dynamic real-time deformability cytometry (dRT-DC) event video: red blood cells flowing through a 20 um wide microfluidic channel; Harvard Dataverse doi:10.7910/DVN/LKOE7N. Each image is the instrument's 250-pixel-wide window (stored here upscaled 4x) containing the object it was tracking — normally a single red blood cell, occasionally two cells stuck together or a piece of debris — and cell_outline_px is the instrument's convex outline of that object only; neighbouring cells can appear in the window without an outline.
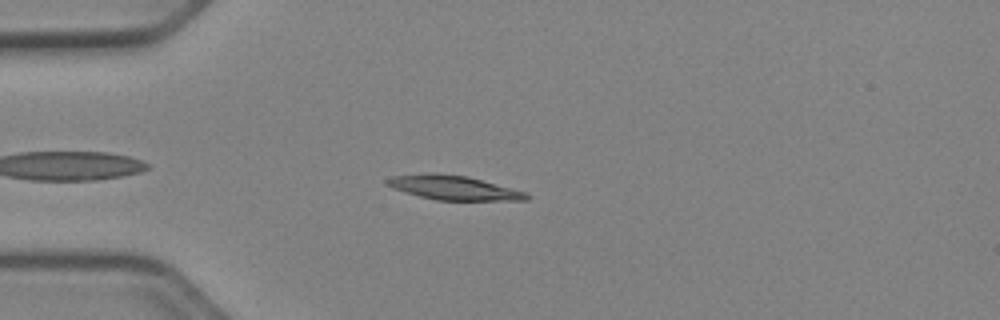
{"species": "Egyptian fruit bat (a non-hibernating species)", "species_latin": "Rousettus aegyptiacus", "temperature_condition": "cold", "stored_images_in_passage": 43, "camera_frame_rate_fps": 3000, "um_per_image_px": 0.085, "animal": {"sex": "female"}, "frame": {"image": 1, "passage_image": 5, "time_ms": 1.333, "image_size_px": [1000, 320], "cell_outline_px": [[532, 196], [528, 200], [436, 200], [404, 192], [392, 188], [384, 184], [384, 180], [392, 176], [428, 172], [436, 172], [468, 176], [528, 192]], "centroid_in_image_um": [38.55, 15.94], "position_along_channel_um": 46.5, "area_um2": 20.11}}
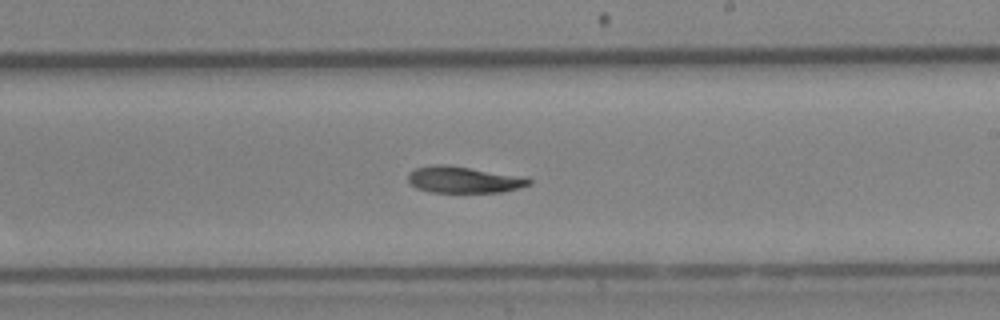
{"frame": {"image": 2, "passage_image": 22, "time_ms": 7.0, "image_size_px": [1000, 320], "cell_outline_px": [[532, 184], [500, 192], [432, 192], [416, 188], [408, 180], [408, 172], [416, 168], [432, 164], [448, 164], [516, 176], [532, 180]], "centroid_in_image_um": [39.33, 15.27], "position_along_channel_um": 249.7, "area_um2": 18.32}}
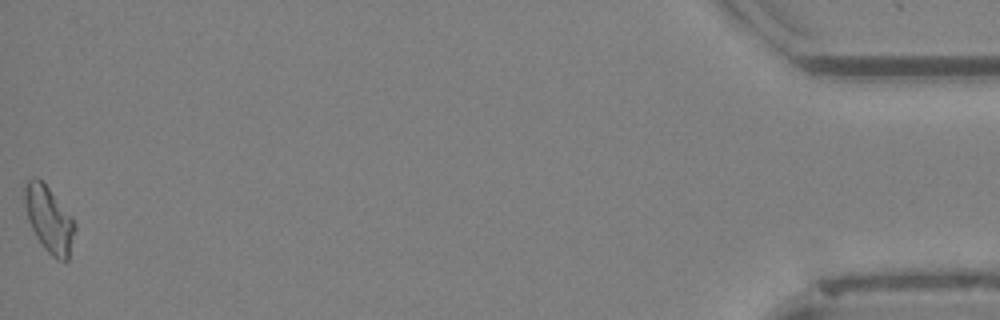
{"frame": {"image": 3, "passage_image": 43, "time_ms": 14.0, "image_size_px": [1000, 320], "cell_outline_px": [[76, 228], [68, 260], [56, 260], [44, 248], [36, 236], [28, 220], [24, 200], [24, 188], [28, 180], [32, 176], [36, 176], [48, 188], [72, 216], [76, 224]], "centroid_in_image_um": [4.18, 18.65], "position_along_channel_um": 431.0, "area_um2": 19.19}, "authors_computed_cell_mechanics": {"area_um2": 19.0162, "velocity_mm_per_s": 3.9427, "shape_relaxation_time_tau1_ms": 6.3154, "shape_relaxation_time_tau2_ms": null, "deformation_change_tau1": 0.1606, "deformation_change_tau2": null}}